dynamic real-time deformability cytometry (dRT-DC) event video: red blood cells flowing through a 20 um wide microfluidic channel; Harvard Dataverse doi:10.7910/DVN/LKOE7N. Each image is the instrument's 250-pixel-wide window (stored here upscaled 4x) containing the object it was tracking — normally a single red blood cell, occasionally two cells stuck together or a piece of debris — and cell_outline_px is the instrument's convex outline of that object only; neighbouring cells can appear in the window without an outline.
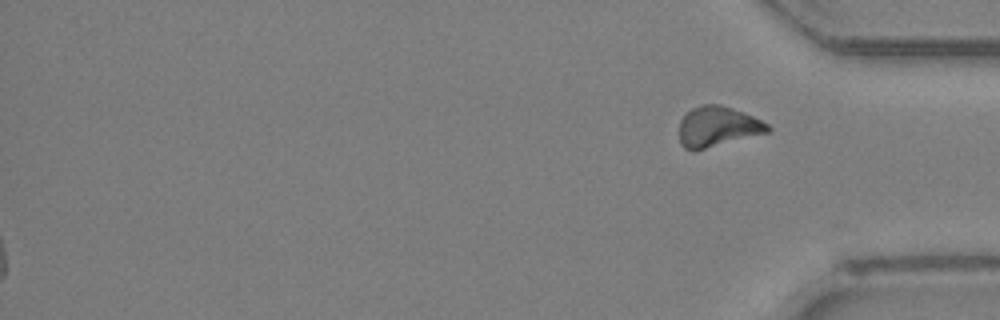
{"species": "Egyptian fruit bat (a non-hibernating species)", "species_latin": "Rousettus aegyptiacus", "temperature_condition": "room temperature", "stored_images_in_passage": 31, "segment_of_instrument_passage": [2, 2], "camera_frame_rate_fps": 3000, "um_per_image_px": 0.085, "animal": {"sex": "female"}, "frame": {"image": 1, "passage_image": 31, "time_ms": 10.0, "image_size_px": [1000, 320], "cell_outline_px": [[772, 132], [696, 152], [692, 152], [684, 148], [680, 144], [680, 120], [692, 108], [700, 104], [720, 104], [744, 112], [768, 124], [772, 128]], "centroid_in_image_um": [61.02, 10.8], "position_along_channel_um": 374.2, "area_um2": 21.39}}